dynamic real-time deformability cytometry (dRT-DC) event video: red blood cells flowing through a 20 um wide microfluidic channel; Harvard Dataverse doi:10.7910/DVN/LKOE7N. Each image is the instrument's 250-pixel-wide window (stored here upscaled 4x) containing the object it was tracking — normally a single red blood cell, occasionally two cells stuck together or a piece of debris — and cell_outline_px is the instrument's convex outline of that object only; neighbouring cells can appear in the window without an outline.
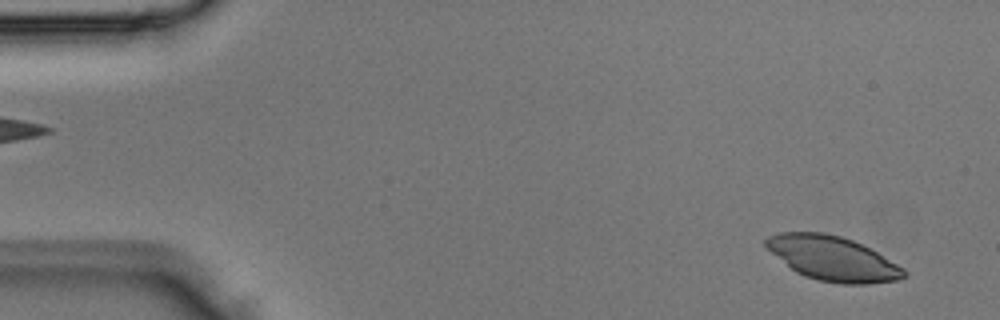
{"species": "Egyptian fruit bat (a non-hibernating species)", "species_latin": "Rousettus aegyptiacus", "temperature_condition": "room temperature", "stored_images_in_passage": 4, "camera_frame_rate_fps": 3000, "um_per_image_px": 0.085, "animal": {"sex": "male"}, "frame": {"image": 1, "passage_image": 1, "time_ms": 0.0, "image_size_px": [1000, 320], "cell_outline_px": [[908, 276], [896, 280], [868, 284], [840, 284], [816, 280], [804, 276], [796, 272], [772, 252], [764, 244], [764, 240], [768, 236], [780, 232], [824, 232], [840, 236], [852, 240], [876, 252], [904, 268], [908, 272]], "centroid_in_image_um": [70.79, 21.98], "position_along_channel_um": 14.2, "area_um2": 35.55}}